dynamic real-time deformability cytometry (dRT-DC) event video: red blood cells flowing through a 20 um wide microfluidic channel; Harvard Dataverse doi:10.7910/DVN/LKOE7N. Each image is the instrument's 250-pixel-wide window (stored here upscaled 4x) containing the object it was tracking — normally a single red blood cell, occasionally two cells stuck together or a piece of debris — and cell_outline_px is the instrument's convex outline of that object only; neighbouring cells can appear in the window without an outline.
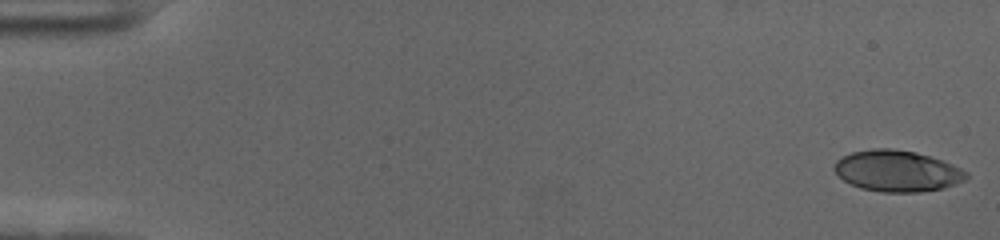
{"species": "human", "species_latin": "Homo sapiens", "temperature_condition": "cold", "stored_images_in_passage": 57, "camera_frame_rate_fps": 3000, "um_per_image_px": 0.085, "donor": {"sex": "female"}, "frame": {"image": 1, "passage_image": 1, "time_ms": 0.0, "image_size_px": [1000, 240], "cell_outline_px": [[968, 176], [964, 180], [944, 188], [920, 192], [880, 192], [860, 188], [844, 180], [832, 168], [836, 160], [852, 152], [872, 148], [892, 148], [916, 152], [952, 164], [968, 172]], "centroid_in_image_um": [76.24, 14.53], "position_along_channel_um": 8.8, "area_um2": 31.62}}
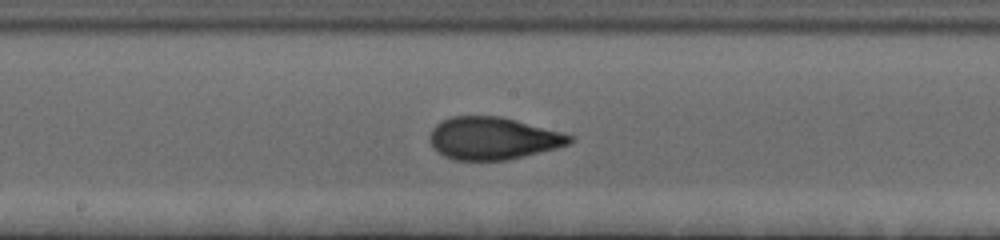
{"frame": {"image": 2, "passage_image": 31, "time_ms": 10.0, "image_size_px": [1000, 240], "cell_outline_px": [[576, 136], [568, 144], [556, 148], [508, 160], [452, 160], [436, 152], [432, 148], [428, 140], [428, 136], [432, 128], [436, 124], [452, 116], [500, 116], [516, 120]], "centroid_in_image_um": [41.85, 11.76], "position_along_channel_um": 206.4, "area_um2": 34.74}}
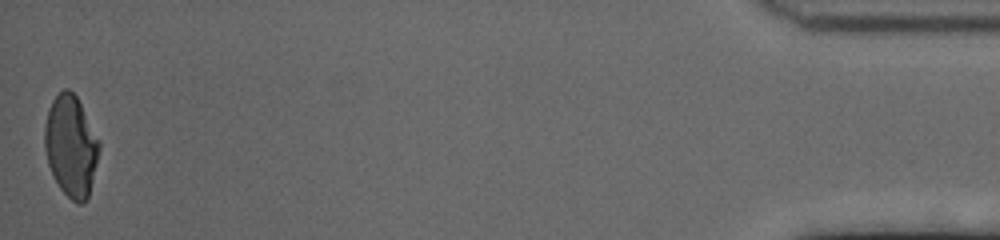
{"frame": {"image": 3, "passage_image": 57, "time_ms": 18.667, "image_size_px": [1000, 240], "cell_outline_px": [[100, 148], [88, 196], [80, 204], [76, 204], [60, 188], [52, 176], [48, 164], [44, 148], [44, 124], [48, 108], [52, 100], [64, 88], [68, 88], [76, 96], [100, 140]], "centroid_in_image_um": [6.01, 12.39], "position_along_channel_um": 429.2, "area_um2": 32.14}, "authors_computed_cell_mechanics": {"area_um2": 33.3506, "velocity_mm_per_s": 3.5646, "shape_relaxation_time_tau1_ms": 4.1556, "shape_relaxation_time_tau2_ms": 1.2412, "deformation_change_tau1": 0.1725, "deformation_change_tau2": 0.0715}}